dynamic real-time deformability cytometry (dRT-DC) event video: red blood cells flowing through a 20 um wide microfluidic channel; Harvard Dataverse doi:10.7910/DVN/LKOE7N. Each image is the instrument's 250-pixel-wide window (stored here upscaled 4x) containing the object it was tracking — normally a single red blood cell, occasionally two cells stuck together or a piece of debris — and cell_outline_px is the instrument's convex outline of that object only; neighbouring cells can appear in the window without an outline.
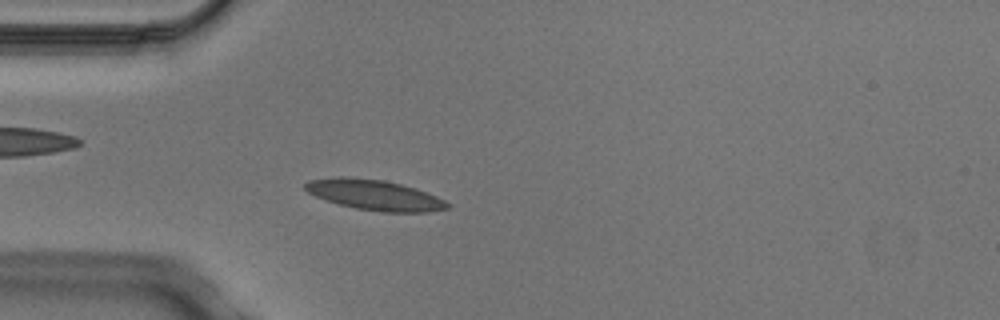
{"species": "Egyptian fruit bat (a non-hibernating species)", "species_latin": "Rousettus aegyptiacus", "temperature_condition": "cold", "stored_images_in_passage": 3, "camera_frame_rate_fps": 3000, "um_per_image_px": 0.085, "animal": {"sex": "male"}, "frame": {"image": 1, "passage_image": 3, "time_ms": 0.667, "image_size_px": [1000, 320], "cell_outline_px": [[452, 208], [428, 212], [384, 212], [356, 208], [340, 204], [316, 196], [308, 192], [304, 188], [304, 184], [308, 180], [336, 176], [344, 176], [384, 180], [416, 188], [436, 196], [452, 204]], "centroid_in_image_um": [31.87, 16.56], "position_along_channel_um": 53.1, "area_um2": 25.2}}